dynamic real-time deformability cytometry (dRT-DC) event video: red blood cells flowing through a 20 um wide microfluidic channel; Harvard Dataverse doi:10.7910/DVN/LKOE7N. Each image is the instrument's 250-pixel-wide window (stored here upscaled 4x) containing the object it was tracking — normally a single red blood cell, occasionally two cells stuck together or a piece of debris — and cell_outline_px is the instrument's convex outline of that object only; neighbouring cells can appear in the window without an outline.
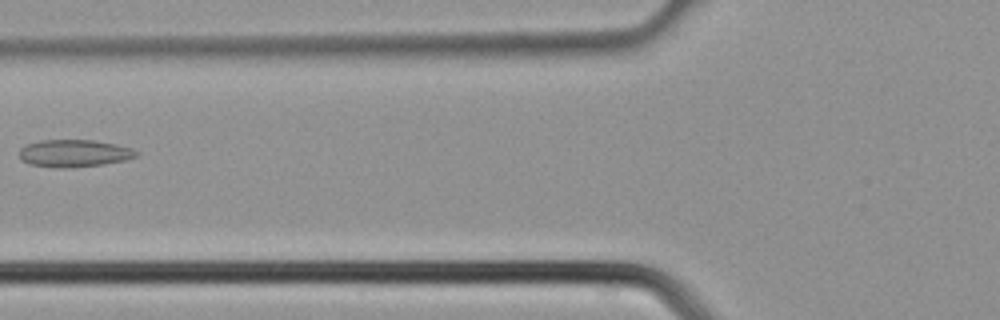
{"species": "common noctule bat (a hibernating species)", "species_latin": "Nyctalus noctula", "temperature_condition": "cold", "stored_images_in_passage": 4, "camera_frame_rate_fps": 3000, "um_per_image_px": 0.085, "animal": {"sex": "male", "body_mass_g": 21.5, "forearm_length_mm": 52.0}, "frame": {"image": 1, "passage_image": 4, "time_ms": 1.0, "image_size_px": [1000, 320], "cell_outline_px": [[140, 152], [136, 156], [124, 160], [104, 164], [68, 168], [60, 168], [28, 164], [20, 160], [20, 148], [28, 144], [40, 140], [92, 140], [116, 144], [132, 148]], "centroid_in_image_um": [6.3, 13.03], "position_along_channel_um": 119.5, "area_um2": 18.67}}